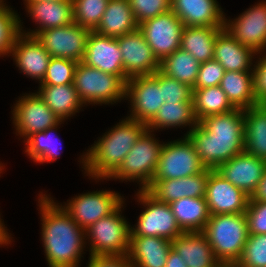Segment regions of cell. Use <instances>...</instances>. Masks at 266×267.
<instances>
[{"instance_id": "cell-48", "label": "cell", "mask_w": 266, "mask_h": 267, "mask_svg": "<svg viewBox=\"0 0 266 267\" xmlns=\"http://www.w3.org/2000/svg\"><path fill=\"white\" fill-rule=\"evenodd\" d=\"M253 200L266 201V169L256 192L251 197Z\"/></svg>"}, {"instance_id": "cell-5", "label": "cell", "mask_w": 266, "mask_h": 267, "mask_svg": "<svg viewBox=\"0 0 266 267\" xmlns=\"http://www.w3.org/2000/svg\"><path fill=\"white\" fill-rule=\"evenodd\" d=\"M73 84L86 106L113 105L126 99V81L121 76L107 74L82 62L75 68Z\"/></svg>"}, {"instance_id": "cell-44", "label": "cell", "mask_w": 266, "mask_h": 267, "mask_svg": "<svg viewBox=\"0 0 266 267\" xmlns=\"http://www.w3.org/2000/svg\"><path fill=\"white\" fill-rule=\"evenodd\" d=\"M162 94L166 103L193 102L192 88L176 79L166 76L164 73H162Z\"/></svg>"}, {"instance_id": "cell-9", "label": "cell", "mask_w": 266, "mask_h": 267, "mask_svg": "<svg viewBox=\"0 0 266 267\" xmlns=\"http://www.w3.org/2000/svg\"><path fill=\"white\" fill-rule=\"evenodd\" d=\"M130 103L127 118L148 125L163 105L162 72L138 75L126 81V99Z\"/></svg>"}, {"instance_id": "cell-26", "label": "cell", "mask_w": 266, "mask_h": 267, "mask_svg": "<svg viewBox=\"0 0 266 267\" xmlns=\"http://www.w3.org/2000/svg\"><path fill=\"white\" fill-rule=\"evenodd\" d=\"M257 53L241 45L225 29L215 39L214 57L225 71H253Z\"/></svg>"}, {"instance_id": "cell-13", "label": "cell", "mask_w": 266, "mask_h": 267, "mask_svg": "<svg viewBox=\"0 0 266 267\" xmlns=\"http://www.w3.org/2000/svg\"><path fill=\"white\" fill-rule=\"evenodd\" d=\"M138 29L159 62L180 49L184 25L172 10L144 21Z\"/></svg>"}, {"instance_id": "cell-42", "label": "cell", "mask_w": 266, "mask_h": 267, "mask_svg": "<svg viewBox=\"0 0 266 267\" xmlns=\"http://www.w3.org/2000/svg\"><path fill=\"white\" fill-rule=\"evenodd\" d=\"M224 73V67L215 59L201 63L193 89L219 86Z\"/></svg>"}, {"instance_id": "cell-3", "label": "cell", "mask_w": 266, "mask_h": 267, "mask_svg": "<svg viewBox=\"0 0 266 267\" xmlns=\"http://www.w3.org/2000/svg\"><path fill=\"white\" fill-rule=\"evenodd\" d=\"M146 130L147 125L126 116L80 156L84 174L96 182L108 179Z\"/></svg>"}, {"instance_id": "cell-32", "label": "cell", "mask_w": 266, "mask_h": 267, "mask_svg": "<svg viewBox=\"0 0 266 267\" xmlns=\"http://www.w3.org/2000/svg\"><path fill=\"white\" fill-rule=\"evenodd\" d=\"M219 86L234 108L245 110L258 104L254 97L252 71H225Z\"/></svg>"}, {"instance_id": "cell-33", "label": "cell", "mask_w": 266, "mask_h": 267, "mask_svg": "<svg viewBox=\"0 0 266 267\" xmlns=\"http://www.w3.org/2000/svg\"><path fill=\"white\" fill-rule=\"evenodd\" d=\"M198 124L194 116L193 102H164L159 108L158 113L153 120L147 125V130L154 132L155 130H165L167 128H184L189 126L184 136Z\"/></svg>"}, {"instance_id": "cell-52", "label": "cell", "mask_w": 266, "mask_h": 267, "mask_svg": "<svg viewBox=\"0 0 266 267\" xmlns=\"http://www.w3.org/2000/svg\"><path fill=\"white\" fill-rule=\"evenodd\" d=\"M5 1H6V0H0V4H1V3H4Z\"/></svg>"}, {"instance_id": "cell-47", "label": "cell", "mask_w": 266, "mask_h": 267, "mask_svg": "<svg viewBox=\"0 0 266 267\" xmlns=\"http://www.w3.org/2000/svg\"><path fill=\"white\" fill-rule=\"evenodd\" d=\"M165 267H188L181 255H178L175 250L171 248Z\"/></svg>"}, {"instance_id": "cell-39", "label": "cell", "mask_w": 266, "mask_h": 267, "mask_svg": "<svg viewBox=\"0 0 266 267\" xmlns=\"http://www.w3.org/2000/svg\"><path fill=\"white\" fill-rule=\"evenodd\" d=\"M78 62L70 59L51 57L46 75L39 85L73 84Z\"/></svg>"}, {"instance_id": "cell-2", "label": "cell", "mask_w": 266, "mask_h": 267, "mask_svg": "<svg viewBox=\"0 0 266 267\" xmlns=\"http://www.w3.org/2000/svg\"><path fill=\"white\" fill-rule=\"evenodd\" d=\"M244 110L206 116L186 135L206 169L216 170L222 163L244 152Z\"/></svg>"}, {"instance_id": "cell-28", "label": "cell", "mask_w": 266, "mask_h": 267, "mask_svg": "<svg viewBox=\"0 0 266 267\" xmlns=\"http://www.w3.org/2000/svg\"><path fill=\"white\" fill-rule=\"evenodd\" d=\"M37 94L61 121L75 116L85 106L81 102L74 84L39 85Z\"/></svg>"}, {"instance_id": "cell-12", "label": "cell", "mask_w": 266, "mask_h": 267, "mask_svg": "<svg viewBox=\"0 0 266 267\" xmlns=\"http://www.w3.org/2000/svg\"><path fill=\"white\" fill-rule=\"evenodd\" d=\"M16 100L12 112L15 133L25 140L33 133L58 125L61 120L46 105L37 92L24 93Z\"/></svg>"}, {"instance_id": "cell-16", "label": "cell", "mask_w": 266, "mask_h": 267, "mask_svg": "<svg viewBox=\"0 0 266 267\" xmlns=\"http://www.w3.org/2000/svg\"><path fill=\"white\" fill-rule=\"evenodd\" d=\"M205 199L210 215L245 213L250 196L216 170L209 171Z\"/></svg>"}, {"instance_id": "cell-20", "label": "cell", "mask_w": 266, "mask_h": 267, "mask_svg": "<svg viewBox=\"0 0 266 267\" xmlns=\"http://www.w3.org/2000/svg\"><path fill=\"white\" fill-rule=\"evenodd\" d=\"M82 63L107 74L121 76L125 81L129 79L124 73L123 59L117 38L91 31Z\"/></svg>"}, {"instance_id": "cell-22", "label": "cell", "mask_w": 266, "mask_h": 267, "mask_svg": "<svg viewBox=\"0 0 266 267\" xmlns=\"http://www.w3.org/2000/svg\"><path fill=\"white\" fill-rule=\"evenodd\" d=\"M26 13L32 18L38 26L30 31L24 30L23 22L20 20V32L36 36L39 32L45 29L62 27L72 24L73 21V2L72 0L65 1H37L29 2L25 6Z\"/></svg>"}, {"instance_id": "cell-41", "label": "cell", "mask_w": 266, "mask_h": 267, "mask_svg": "<svg viewBox=\"0 0 266 267\" xmlns=\"http://www.w3.org/2000/svg\"><path fill=\"white\" fill-rule=\"evenodd\" d=\"M137 24L171 10V0H128Z\"/></svg>"}, {"instance_id": "cell-31", "label": "cell", "mask_w": 266, "mask_h": 267, "mask_svg": "<svg viewBox=\"0 0 266 267\" xmlns=\"http://www.w3.org/2000/svg\"><path fill=\"white\" fill-rule=\"evenodd\" d=\"M169 205L183 232H203L210 217L205 197H184Z\"/></svg>"}, {"instance_id": "cell-18", "label": "cell", "mask_w": 266, "mask_h": 267, "mask_svg": "<svg viewBox=\"0 0 266 267\" xmlns=\"http://www.w3.org/2000/svg\"><path fill=\"white\" fill-rule=\"evenodd\" d=\"M266 169V161L242 152L222 163L216 171L232 185L252 197Z\"/></svg>"}, {"instance_id": "cell-29", "label": "cell", "mask_w": 266, "mask_h": 267, "mask_svg": "<svg viewBox=\"0 0 266 267\" xmlns=\"http://www.w3.org/2000/svg\"><path fill=\"white\" fill-rule=\"evenodd\" d=\"M244 152L266 161V104L244 110Z\"/></svg>"}, {"instance_id": "cell-40", "label": "cell", "mask_w": 266, "mask_h": 267, "mask_svg": "<svg viewBox=\"0 0 266 267\" xmlns=\"http://www.w3.org/2000/svg\"><path fill=\"white\" fill-rule=\"evenodd\" d=\"M234 267H266V234H249L243 253Z\"/></svg>"}, {"instance_id": "cell-46", "label": "cell", "mask_w": 266, "mask_h": 267, "mask_svg": "<svg viewBox=\"0 0 266 267\" xmlns=\"http://www.w3.org/2000/svg\"><path fill=\"white\" fill-rule=\"evenodd\" d=\"M86 267H133L127 255H90Z\"/></svg>"}, {"instance_id": "cell-1", "label": "cell", "mask_w": 266, "mask_h": 267, "mask_svg": "<svg viewBox=\"0 0 266 267\" xmlns=\"http://www.w3.org/2000/svg\"><path fill=\"white\" fill-rule=\"evenodd\" d=\"M41 240L49 267H80L86 248L85 230L46 193L38 194Z\"/></svg>"}, {"instance_id": "cell-7", "label": "cell", "mask_w": 266, "mask_h": 267, "mask_svg": "<svg viewBox=\"0 0 266 267\" xmlns=\"http://www.w3.org/2000/svg\"><path fill=\"white\" fill-rule=\"evenodd\" d=\"M123 204L125 205V201L113 213L85 229L89 255L128 254L131 225L122 215L125 208Z\"/></svg>"}, {"instance_id": "cell-35", "label": "cell", "mask_w": 266, "mask_h": 267, "mask_svg": "<svg viewBox=\"0 0 266 267\" xmlns=\"http://www.w3.org/2000/svg\"><path fill=\"white\" fill-rule=\"evenodd\" d=\"M192 101L194 116L198 122L206 116L235 109L220 86L192 89Z\"/></svg>"}, {"instance_id": "cell-19", "label": "cell", "mask_w": 266, "mask_h": 267, "mask_svg": "<svg viewBox=\"0 0 266 267\" xmlns=\"http://www.w3.org/2000/svg\"><path fill=\"white\" fill-rule=\"evenodd\" d=\"M20 73L36 79L40 84L44 79L51 55L36 36L19 33L11 48L10 55Z\"/></svg>"}, {"instance_id": "cell-6", "label": "cell", "mask_w": 266, "mask_h": 267, "mask_svg": "<svg viewBox=\"0 0 266 267\" xmlns=\"http://www.w3.org/2000/svg\"><path fill=\"white\" fill-rule=\"evenodd\" d=\"M155 136L152 131L146 130L107 180L135 181L139 184V189H146L156 172L164 144Z\"/></svg>"}, {"instance_id": "cell-43", "label": "cell", "mask_w": 266, "mask_h": 267, "mask_svg": "<svg viewBox=\"0 0 266 267\" xmlns=\"http://www.w3.org/2000/svg\"><path fill=\"white\" fill-rule=\"evenodd\" d=\"M245 216L249 234H266V201L250 197Z\"/></svg>"}, {"instance_id": "cell-10", "label": "cell", "mask_w": 266, "mask_h": 267, "mask_svg": "<svg viewBox=\"0 0 266 267\" xmlns=\"http://www.w3.org/2000/svg\"><path fill=\"white\" fill-rule=\"evenodd\" d=\"M204 169L193 143L183 136L164 142L152 180L181 179L201 173Z\"/></svg>"}, {"instance_id": "cell-8", "label": "cell", "mask_w": 266, "mask_h": 267, "mask_svg": "<svg viewBox=\"0 0 266 267\" xmlns=\"http://www.w3.org/2000/svg\"><path fill=\"white\" fill-rule=\"evenodd\" d=\"M135 197L144 210L136 225L130 227V236L164 237L172 241L183 233L169 204L158 201L146 189H138Z\"/></svg>"}, {"instance_id": "cell-49", "label": "cell", "mask_w": 266, "mask_h": 267, "mask_svg": "<svg viewBox=\"0 0 266 267\" xmlns=\"http://www.w3.org/2000/svg\"><path fill=\"white\" fill-rule=\"evenodd\" d=\"M1 215V214H0ZM0 216V246L3 247L10 245L12 241L11 233L8 232L7 227L5 226L4 221H2Z\"/></svg>"}, {"instance_id": "cell-30", "label": "cell", "mask_w": 266, "mask_h": 267, "mask_svg": "<svg viewBox=\"0 0 266 267\" xmlns=\"http://www.w3.org/2000/svg\"><path fill=\"white\" fill-rule=\"evenodd\" d=\"M224 27L184 26L180 49L188 52L199 63L212 60L217 35Z\"/></svg>"}, {"instance_id": "cell-38", "label": "cell", "mask_w": 266, "mask_h": 267, "mask_svg": "<svg viewBox=\"0 0 266 267\" xmlns=\"http://www.w3.org/2000/svg\"><path fill=\"white\" fill-rule=\"evenodd\" d=\"M20 16L7 3L0 4V57L10 55L20 33Z\"/></svg>"}, {"instance_id": "cell-51", "label": "cell", "mask_w": 266, "mask_h": 267, "mask_svg": "<svg viewBox=\"0 0 266 267\" xmlns=\"http://www.w3.org/2000/svg\"><path fill=\"white\" fill-rule=\"evenodd\" d=\"M5 166L3 163L0 162V174L3 173L2 171L4 170Z\"/></svg>"}, {"instance_id": "cell-37", "label": "cell", "mask_w": 266, "mask_h": 267, "mask_svg": "<svg viewBox=\"0 0 266 267\" xmlns=\"http://www.w3.org/2000/svg\"><path fill=\"white\" fill-rule=\"evenodd\" d=\"M73 21L94 31L101 21L109 0H72Z\"/></svg>"}, {"instance_id": "cell-4", "label": "cell", "mask_w": 266, "mask_h": 267, "mask_svg": "<svg viewBox=\"0 0 266 267\" xmlns=\"http://www.w3.org/2000/svg\"><path fill=\"white\" fill-rule=\"evenodd\" d=\"M203 233L222 266H235L249 235L245 213L210 215Z\"/></svg>"}, {"instance_id": "cell-34", "label": "cell", "mask_w": 266, "mask_h": 267, "mask_svg": "<svg viewBox=\"0 0 266 267\" xmlns=\"http://www.w3.org/2000/svg\"><path fill=\"white\" fill-rule=\"evenodd\" d=\"M64 122L65 121H61L54 127L28 136L24 140V153H26L35 163L43 164L56 161L57 158L60 157L61 140L57 139L59 138V135L57 136L55 132L60 128L59 126L62 123L64 124Z\"/></svg>"}, {"instance_id": "cell-21", "label": "cell", "mask_w": 266, "mask_h": 267, "mask_svg": "<svg viewBox=\"0 0 266 267\" xmlns=\"http://www.w3.org/2000/svg\"><path fill=\"white\" fill-rule=\"evenodd\" d=\"M210 170L205 168L201 173L181 179L152 180L146 190L167 204L184 197H205Z\"/></svg>"}, {"instance_id": "cell-36", "label": "cell", "mask_w": 266, "mask_h": 267, "mask_svg": "<svg viewBox=\"0 0 266 267\" xmlns=\"http://www.w3.org/2000/svg\"><path fill=\"white\" fill-rule=\"evenodd\" d=\"M200 64L188 52L177 49L160 62V71L166 76L176 79L193 89Z\"/></svg>"}, {"instance_id": "cell-17", "label": "cell", "mask_w": 266, "mask_h": 267, "mask_svg": "<svg viewBox=\"0 0 266 267\" xmlns=\"http://www.w3.org/2000/svg\"><path fill=\"white\" fill-rule=\"evenodd\" d=\"M117 40L122 54L124 73L128 78L150 75L160 70V62L139 29L117 37Z\"/></svg>"}, {"instance_id": "cell-50", "label": "cell", "mask_w": 266, "mask_h": 267, "mask_svg": "<svg viewBox=\"0 0 266 267\" xmlns=\"http://www.w3.org/2000/svg\"><path fill=\"white\" fill-rule=\"evenodd\" d=\"M24 4L26 5L29 2H37V1H49V2H55V1H65V0H23Z\"/></svg>"}, {"instance_id": "cell-45", "label": "cell", "mask_w": 266, "mask_h": 267, "mask_svg": "<svg viewBox=\"0 0 266 267\" xmlns=\"http://www.w3.org/2000/svg\"><path fill=\"white\" fill-rule=\"evenodd\" d=\"M257 59L252 71L254 97L258 104H266V50L258 52Z\"/></svg>"}, {"instance_id": "cell-15", "label": "cell", "mask_w": 266, "mask_h": 267, "mask_svg": "<svg viewBox=\"0 0 266 267\" xmlns=\"http://www.w3.org/2000/svg\"><path fill=\"white\" fill-rule=\"evenodd\" d=\"M224 29L241 45L256 53L266 50V0L255 3L238 17H225Z\"/></svg>"}, {"instance_id": "cell-27", "label": "cell", "mask_w": 266, "mask_h": 267, "mask_svg": "<svg viewBox=\"0 0 266 267\" xmlns=\"http://www.w3.org/2000/svg\"><path fill=\"white\" fill-rule=\"evenodd\" d=\"M128 0H109L94 32L108 37H120L138 29Z\"/></svg>"}, {"instance_id": "cell-24", "label": "cell", "mask_w": 266, "mask_h": 267, "mask_svg": "<svg viewBox=\"0 0 266 267\" xmlns=\"http://www.w3.org/2000/svg\"><path fill=\"white\" fill-rule=\"evenodd\" d=\"M171 246L188 267H223L203 232H183L171 241Z\"/></svg>"}, {"instance_id": "cell-25", "label": "cell", "mask_w": 266, "mask_h": 267, "mask_svg": "<svg viewBox=\"0 0 266 267\" xmlns=\"http://www.w3.org/2000/svg\"><path fill=\"white\" fill-rule=\"evenodd\" d=\"M171 248L164 237L130 236L127 257L133 267H165Z\"/></svg>"}, {"instance_id": "cell-23", "label": "cell", "mask_w": 266, "mask_h": 267, "mask_svg": "<svg viewBox=\"0 0 266 267\" xmlns=\"http://www.w3.org/2000/svg\"><path fill=\"white\" fill-rule=\"evenodd\" d=\"M217 0H171V10L184 26L224 27L226 14Z\"/></svg>"}, {"instance_id": "cell-14", "label": "cell", "mask_w": 266, "mask_h": 267, "mask_svg": "<svg viewBox=\"0 0 266 267\" xmlns=\"http://www.w3.org/2000/svg\"><path fill=\"white\" fill-rule=\"evenodd\" d=\"M90 29L77 23L45 29L36 35L51 57H59L82 62Z\"/></svg>"}, {"instance_id": "cell-11", "label": "cell", "mask_w": 266, "mask_h": 267, "mask_svg": "<svg viewBox=\"0 0 266 267\" xmlns=\"http://www.w3.org/2000/svg\"><path fill=\"white\" fill-rule=\"evenodd\" d=\"M125 200L121 194L104 189L78 194L64 202L65 204H59L85 230L113 213Z\"/></svg>"}]
</instances>
